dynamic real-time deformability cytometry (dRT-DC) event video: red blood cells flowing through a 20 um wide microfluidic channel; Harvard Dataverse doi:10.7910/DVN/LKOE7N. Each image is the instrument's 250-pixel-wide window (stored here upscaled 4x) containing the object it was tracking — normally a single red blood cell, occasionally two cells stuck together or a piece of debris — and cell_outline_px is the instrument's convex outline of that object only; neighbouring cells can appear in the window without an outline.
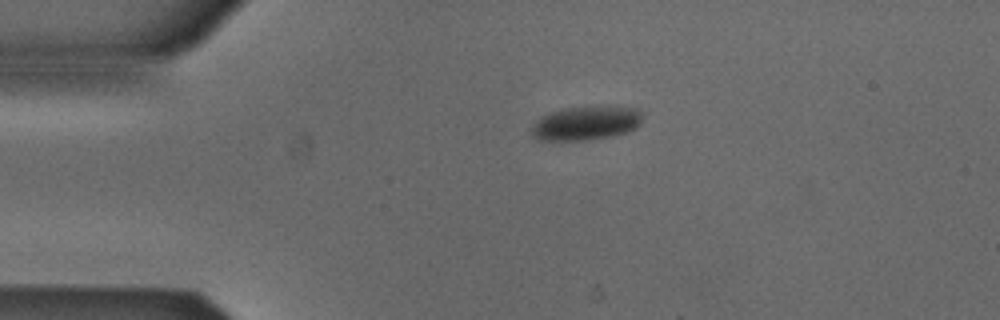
{"species": "Egyptian fruit bat (a non-hibernating species)", "species_latin": "Rousettus aegyptiacus", "temperature_condition": "cold", "stored_images_in_passage": 2, "camera_frame_rate_fps": 3000, "um_per_image_px": 0.085, "animal": {"sex": "male"}, "frame": {"image": 1, "passage_image": 1, "time_ms": 0.0, "image_size_px": [1000, 320], "cell_outline_px": [[640, 124], [636, 128], [628, 132], [612, 136], [588, 140], [536, 140], [532, 136], [532, 128], [536, 120], [540, 116], [564, 108], [636, 108], [640, 112]], "centroid_in_image_um": [49.75, 10.51], "position_along_channel_um": 35.2, "area_um2": 21.39}}